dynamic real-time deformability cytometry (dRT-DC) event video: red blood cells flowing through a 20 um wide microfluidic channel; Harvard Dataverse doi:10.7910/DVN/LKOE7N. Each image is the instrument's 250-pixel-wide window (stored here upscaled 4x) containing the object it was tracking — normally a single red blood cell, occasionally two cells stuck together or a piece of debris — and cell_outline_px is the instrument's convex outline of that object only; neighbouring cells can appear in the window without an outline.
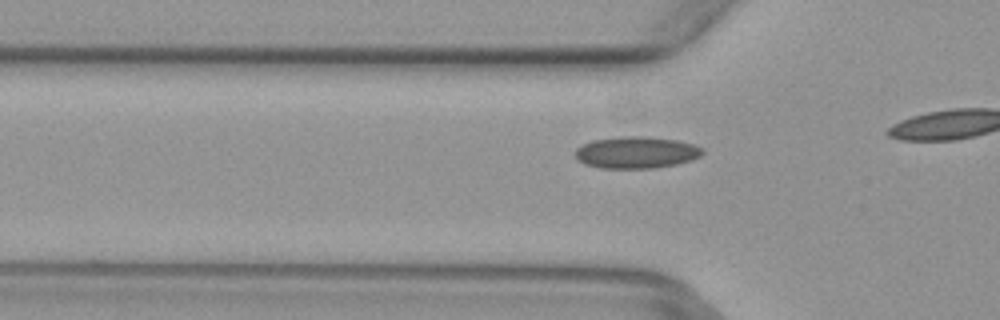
{"species": "common noctule bat (a hibernating species)", "species_latin": "Nyctalus noctula", "temperature_condition": "warm", "stored_images_in_passage": 6, "camera_frame_rate_fps": 3000, "um_per_image_px": 0.085, "animal": {"sex": "female", "body_mass_g": 29.2, "forearm_length_mm": 56.3}, "frame": {"image": 1, "passage_image": 6, "time_ms": 1.667, "image_size_px": [1000, 320], "cell_outline_px": [[704, 152], [700, 156], [692, 160], [676, 164], [656, 168], [600, 168], [584, 164], [576, 156], [576, 148], [592, 140], [620, 136], [648, 136], [676, 140], [692, 144], [704, 148]], "centroid_in_image_um": [54.11, 12.95], "position_along_channel_um": 71.7, "area_um2": 23.64}}